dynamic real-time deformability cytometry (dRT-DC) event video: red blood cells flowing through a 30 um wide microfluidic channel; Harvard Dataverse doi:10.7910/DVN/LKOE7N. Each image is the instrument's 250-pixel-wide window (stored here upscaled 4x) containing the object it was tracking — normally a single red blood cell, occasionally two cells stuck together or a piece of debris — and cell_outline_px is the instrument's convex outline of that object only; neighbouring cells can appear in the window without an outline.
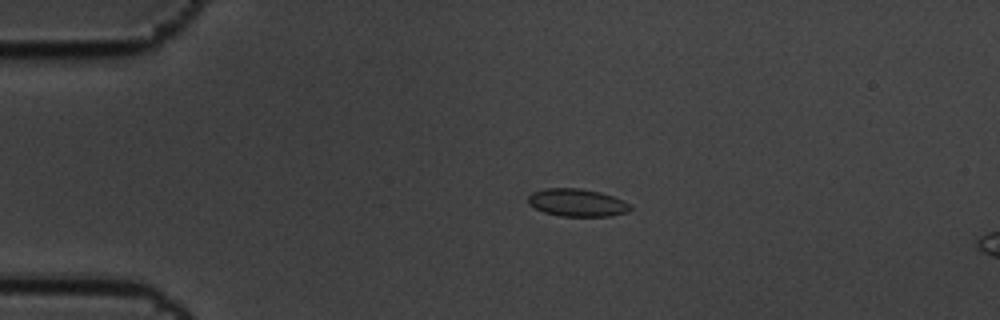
{"species": "common noctule bat (a hibernating species)", "species_latin": "Nyctalus noctula", "temperature_condition": "cold", "stored_images_in_passage": 58, "camera_frame_rate_fps": 3000, "um_per_image_px": 0.085, "animal": {"sex": "male", "body_mass_g": 19.5, "forearm_length_mm": 54.6}, "frame": {"image": 1, "passage_image": 12, "time_ms": 3.667, "image_size_px": [1000, 320], "cell_outline_px": [[632, 208], [628, 212], [612, 216], [560, 216], [544, 212], [528, 204], [528, 196], [532, 192], [544, 188], [580, 188], [600, 192], [612, 196], [628, 204]], "centroid_in_image_um": [49.02, 17.22], "position_along_channel_um": 36.0, "area_um2": 16.42}}
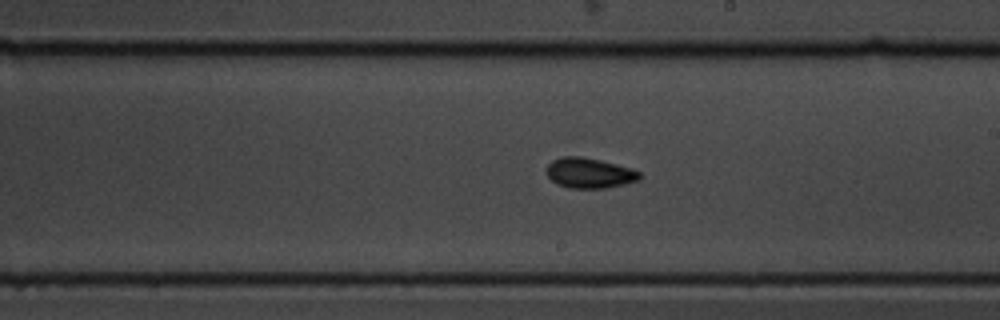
{"frame": {"image": 2, "passage_image": 33, "time_ms": 10.667, "image_size_px": [1000, 320], "cell_outline_px": [[640, 180], [608, 188], [568, 188], [556, 184], [544, 172], [548, 164], [552, 160], [564, 156], [580, 156], [600, 160], [632, 168], [640, 172]], "centroid_in_image_um": [50.08, 14.71], "position_along_channel_um": 238.9, "area_um2": 16.59}}
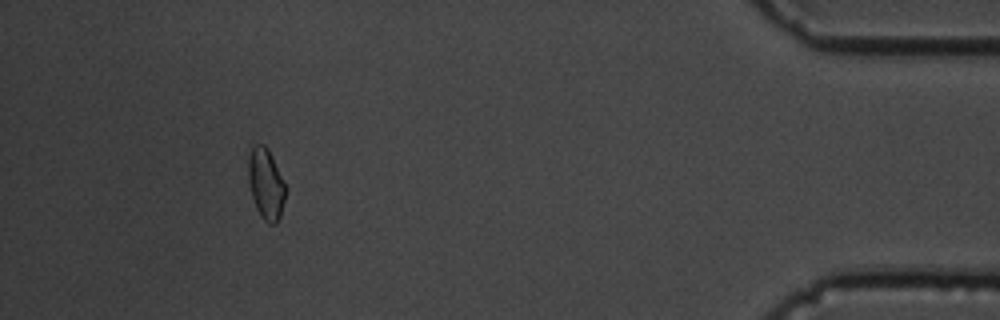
{"frame": {"image": 3, "passage_image": 53, "time_ms": 17.333, "image_size_px": [1000, 320], "cell_outline_px": [[288, 188], [280, 216], [276, 224], [268, 224], [260, 216], [256, 208], [252, 196], [248, 180], [248, 156], [252, 144], [264, 144], [268, 148]], "centroid_in_image_um": [22.61, 15.62], "position_along_channel_um": 412.6, "area_um2": 15.78}, "authors_computed_cell_mechanics": {"area_um2": 15.8083, "velocity_mm_per_s": 3.4546, "shape_relaxation_time_tau1_ms": null, "shape_relaxation_time_tau2_ms": 2.8422, "deformation_change_tau1": null, "deformation_change_tau2": 0.0718}}